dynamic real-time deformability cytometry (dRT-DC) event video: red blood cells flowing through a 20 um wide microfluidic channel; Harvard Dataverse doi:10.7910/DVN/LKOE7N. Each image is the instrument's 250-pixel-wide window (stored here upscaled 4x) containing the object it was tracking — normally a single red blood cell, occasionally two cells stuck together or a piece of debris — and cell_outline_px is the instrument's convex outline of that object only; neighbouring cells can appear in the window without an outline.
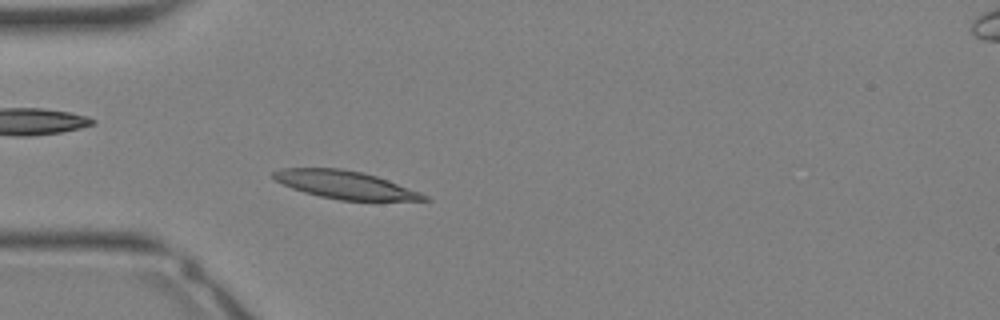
{"species": "Egyptian fruit bat (a non-hibernating species)", "species_latin": "Rousettus aegyptiacus", "temperature_condition": "warm", "stored_images_in_passage": 31, "camera_frame_rate_fps": 3000, "um_per_image_px": 0.085, "animal": {"sex": "female"}, "frame": {"image": 1, "passage_image": 7, "time_ms": 2.0, "image_size_px": [1000, 320], "cell_outline_px": [[432, 200], [340, 200], [320, 196], [304, 192], [292, 188], [276, 180], [272, 176], [272, 172], [284, 168], [340, 168], [364, 172], [388, 180], [420, 192], [428, 196]], "centroid_in_image_um": [29.34, 15.7], "position_along_channel_um": 55.7, "area_um2": 24.22}}
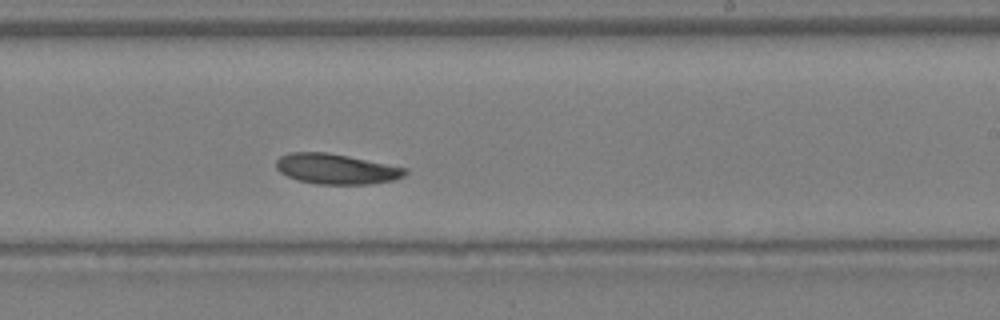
{"frame": {"image": 2, "passage_image": 18, "time_ms": 5.667, "image_size_px": [1000, 320], "cell_outline_px": [[408, 172], [404, 176], [392, 180], [368, 184], [316, 184], [300, 180], [288, 176], [280, 172], [276, 168], [276, 160], [280, 156], [288, 152], [328, 152], [408, 168]], "centroid_in_image_um": [28.57, 14.35], "position_along_channel_um": 260.4, "area_um2": 22.72}}
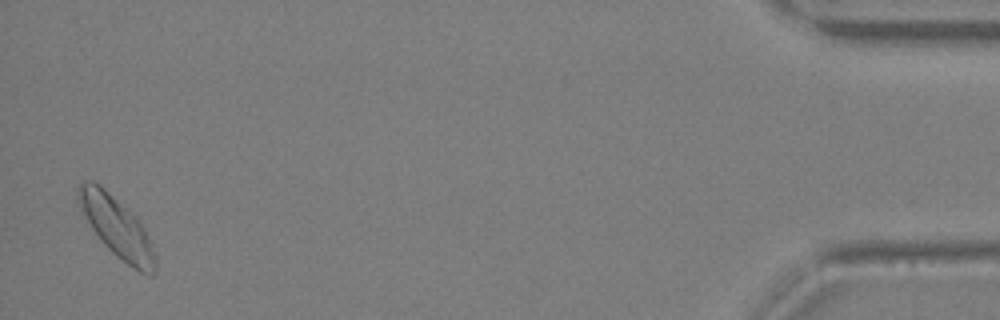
{"frame": {"image": 3, "passage_image": 31, "time_ms": 10.0, "image_size_px": [1000, 320], "cell_outline_px": [[156, 272], [152, 276], [148, 276], [132, 268], [116, 256], [100, 240], [84, 216], [76, 200], [76, 188], [84, 180], [92, 180], [100, 184], [144, 228], [152, 244], [156, 256]], "centroid_in_image_um": [9.9, 19.34], "position_along_channel_um": 425.3, "area_um2": 26.76}}